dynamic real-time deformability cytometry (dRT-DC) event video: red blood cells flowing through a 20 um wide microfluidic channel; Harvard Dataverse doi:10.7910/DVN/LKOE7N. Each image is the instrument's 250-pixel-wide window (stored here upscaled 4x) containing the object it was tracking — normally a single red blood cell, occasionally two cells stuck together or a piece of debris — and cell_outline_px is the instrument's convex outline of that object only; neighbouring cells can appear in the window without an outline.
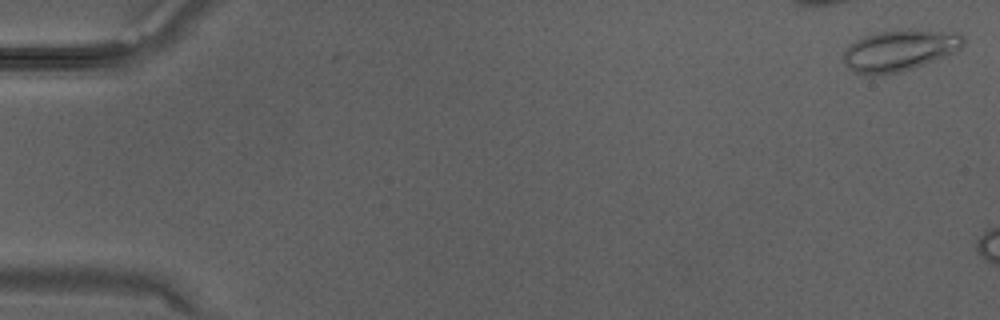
{"species": "Egyptian fruit bat (a non-hibernating species)", "species_latin": "Rousettus aegyptiacus", "temperature_condition": "warm", "stored_images_in_passage": 5, "camera_frame_rate_fps": 3000, "um_per_image_px": 0.085, "animal": {"sex": "male"}, "frame": {"image": 1, "passage_image": 1, "time_ms": 0.0, "image_size_px": [1000, 320], "cell_outline_px": [[964, 44], [956, 52], [912, 68], [900, 72], [868, 76], [856, 72], [848, 68], [844, 64], [844, 52], [856, 40], [864, 36], [880, 32], [900, 28], [908, 28], [960, 32], [964, 36]], "centroid_in_image_um": [76.5, 4.25], "position_along_channel_um": 8.5, "area_um2": 29.07}}